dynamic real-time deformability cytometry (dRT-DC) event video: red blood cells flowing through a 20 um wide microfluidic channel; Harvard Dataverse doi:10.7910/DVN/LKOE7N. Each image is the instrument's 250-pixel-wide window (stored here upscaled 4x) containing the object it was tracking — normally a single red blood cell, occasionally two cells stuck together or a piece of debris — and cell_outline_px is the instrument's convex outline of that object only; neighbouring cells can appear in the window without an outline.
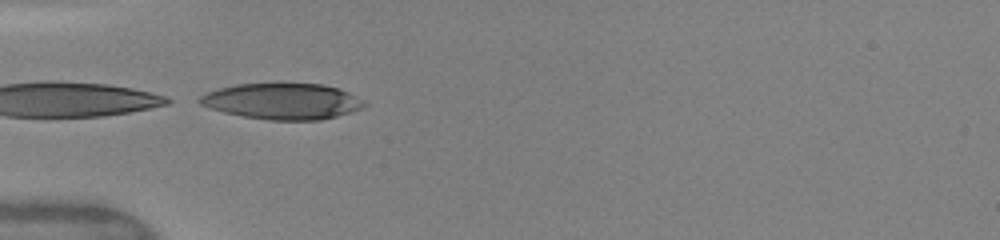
{"species": "human", "species_latin": "Homo sapiens", "temperature_condition": "warm", "stored_images_in_passage": 18, "segment_of_instrument_passage": [2, 2], "camera_frame_rate_fps": 3000, "um_per_image_px": 0.085, "donor": {"sex": "female"}, "frame": {"image": 1, "passage_image": 10, "time_ms": 4.667, "image_size_px": [1000, 240], "cell_outline_px": [[368, 104], [364, 108], [352, 112], [320, 120], [268, 120], [244, 116], [224, 112], [200, 104], [196, 100], [200, 96], [208, 92], [220, 88], [236, 84], [324, 84], [340, 88], [364, 100]], "centroid_in_image_um": [24.06, 8.61], "position_along_channel_um": 60.9, "area_um2": 34.51}}
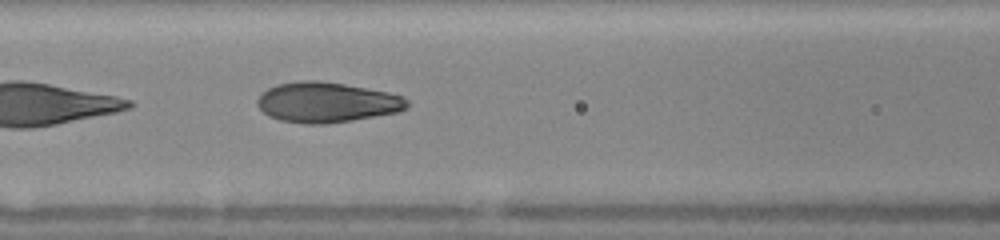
{"frame": {"image": 2, "passage_image": 15, "time_ms": 6.667, "image_size_px": [1000, 240], "cell_outline_px": [[408, 108], [400, 112], [352, 120], [324, 124], [304, 124], [280, 120], [268, 116], [256, 104], [256, 100], [268, 88], [276, 84], [300, 80], [320, 80], [344, 84], [388, 92], [400, 96], [408, 100]], "centroid_in_image_um": [27.77, 8.7], "position_along_channel_um": 138.8, "area_um2": 35.2}}